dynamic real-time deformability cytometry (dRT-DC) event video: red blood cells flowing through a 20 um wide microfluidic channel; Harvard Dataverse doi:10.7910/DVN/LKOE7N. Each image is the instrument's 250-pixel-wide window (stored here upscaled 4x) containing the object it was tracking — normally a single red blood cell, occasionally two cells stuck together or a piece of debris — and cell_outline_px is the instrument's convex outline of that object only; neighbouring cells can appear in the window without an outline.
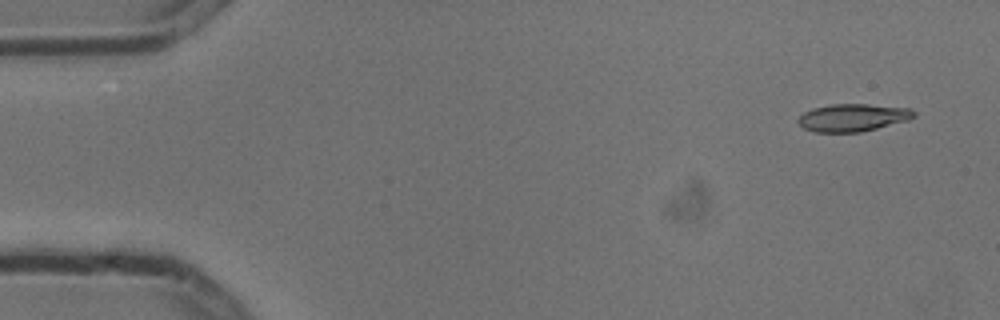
{"species": "common noctule bat (a hibernating species)", "species_latin": "Nyctalus noctula", "temperature_condition": "cold", "stored_images_in_passage": 5, "camera_frame_rate_fps": 3000, "um_per_image_px": 0.085, "animal": {"sex": "male", "body_mass_g": 13.3}, "frame": {"image": 1, "passage_image": 1, "time_ms": 0.0, "image_size_px": [1000, 320], "cell_outline_px": [[916, 116], [908, 120], [860, 132], [816, 132], [804, 128], [796, 120], [804, 112], [812, 108], [832, 104], [868, 104], [912, 108], [916, 112]], "centroid_in_image_um": [72.51, 9.98], "position_along_channel_um": 12.5, "area_um2": 18.61}}
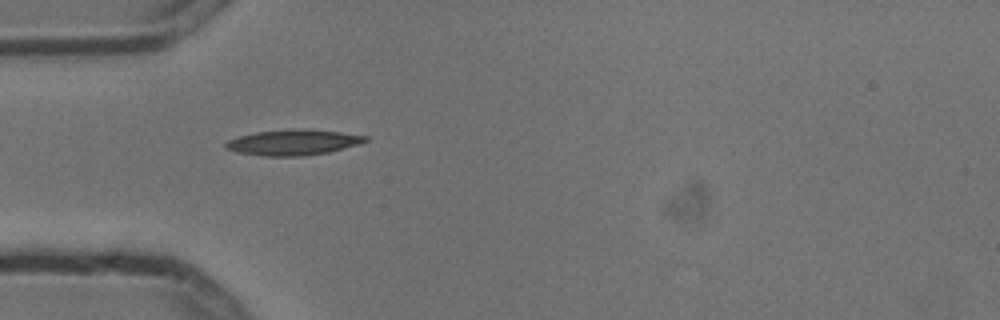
{"frame": {"image": 2, "passage_image": 4, "time_ms": 1.0, "image_size_px": [1000, 320], "cell_outline_px": [[368, 140], [360, 144], [328, 152], [304, 156], [264, 156], [236, 152], [224, 148], [224, 144], [228, 140], [240, 136], [256, 132], [292, 128], [304, 128], [340, 132], [368, 136]], "centroid_in_image_um": [24.92, 12.09], "position_along_channel_um": 60.1, "area_um2": 20.98}}
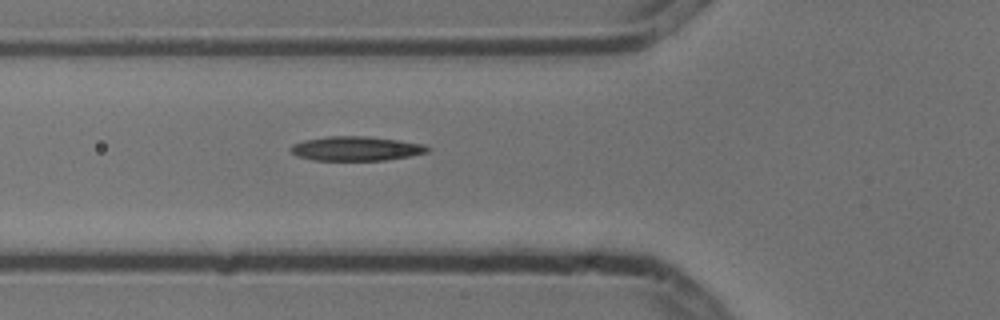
{"frame": {"image": 3, "passage_image": 5, "time_ms": 1.333, "image_size_px": [1000, 320], "cell_outline_px": [[432, 148], [428, 152], [408, 156], [384, 160], [312, 160], [296, 156], [288, 148], [292, 144], [304, 140], [328, 136], [368, 136], [400, 140], [424, 144]], "centroid_in_image_um": [30.26, 12.62], "position_along_channel_um": 95.5, "area_um2": 19.54}}